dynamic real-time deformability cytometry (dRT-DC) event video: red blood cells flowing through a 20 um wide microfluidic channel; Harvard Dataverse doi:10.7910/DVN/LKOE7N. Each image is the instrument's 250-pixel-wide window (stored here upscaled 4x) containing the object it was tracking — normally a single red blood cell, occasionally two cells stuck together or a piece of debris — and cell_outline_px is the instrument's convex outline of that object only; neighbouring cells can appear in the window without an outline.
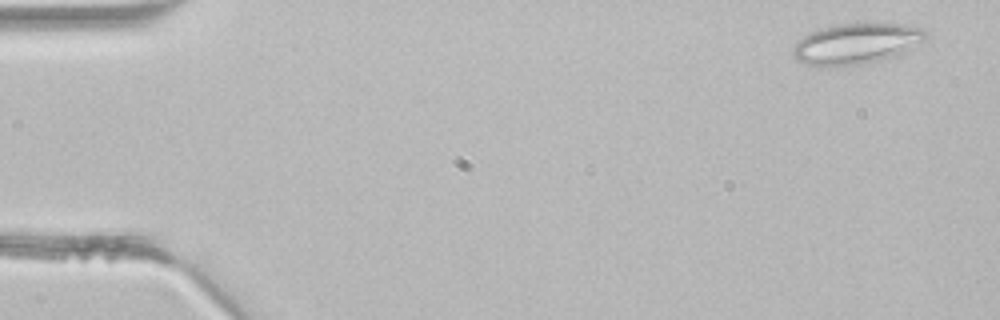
{"species": "common noctule bat (a hibernating species)", "species_latin": "Nyctalus noctula", "temperature_condition": "room temperature", "stored_images_in_passage": 4, "camera_frame_rate_fps": 3000, "um_per_image_px": 0.085, "animal": {"sex": "male", "body_mass_g": 21.5, "forearm_length_mm": 52.0}, "frame": {"image": 1, "passage_image": 1, "time_ms": 0.0, "image_size_px": [1000, 320], "cell_outline_px": [[928, 32], [920, 40], [900, 52], [892, 56], [860, 64], [836, 68], [828, 68], [808, 64], [796, 60], [792, 56], [792, 52], [796, 44], [804, 36], [820, 28], [840, 24], [868, 20], [904, 24], [924, 28]], "centroid_in_image_um": [72.72, 3.67], "position_along_channel_um": 12.3, "area_um2": 31.73}}